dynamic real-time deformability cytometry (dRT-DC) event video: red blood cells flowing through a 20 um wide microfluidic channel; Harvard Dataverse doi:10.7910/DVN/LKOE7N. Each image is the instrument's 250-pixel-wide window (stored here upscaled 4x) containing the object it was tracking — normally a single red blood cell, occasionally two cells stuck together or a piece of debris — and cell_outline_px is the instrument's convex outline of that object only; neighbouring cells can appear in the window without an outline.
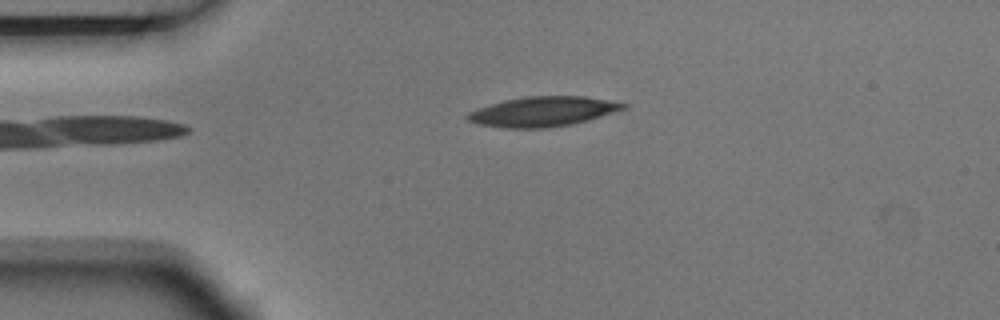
{"species": "Egyptian fruit bat (a non-hibernating species)", "species_latin": "Rousettus aegyptiacus", "temperature_condition": "room temperature", "stored_images_in_passage": 5, "camera_frame_rate_fps": 3000, "um_per_image_px": 0.085, "animal": {"sex": "male"}, "frame": {"image": 1, "passage_image": 3, "time_ms": 0.667, "image_size_px": [1000, 320], "cell_outline_px": [[628, 108], [588, 120], [572, 124], [548, 128], [504, 128], [476, 124], [468, 120], [464, 116], [468, 112], [476, 108], [504, 100], [524, 96], [584, 96], [628, 104]], "centroid_in_image_um": [46.1, 9.48], "position_along_channel_um": 38.9, "area_um2": 27.28}}
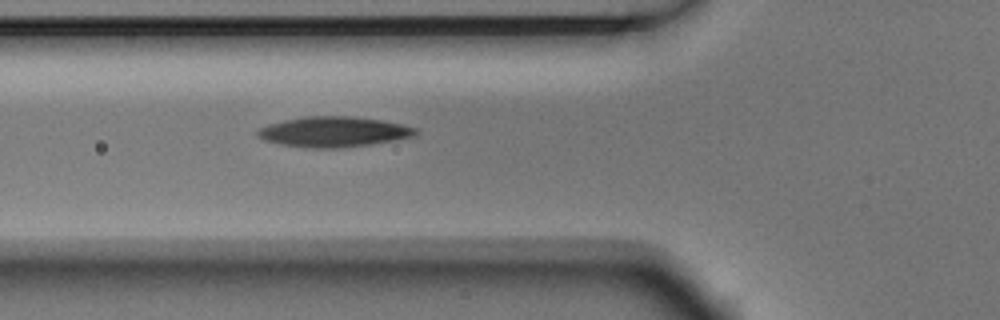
{"frame": {"image": 2, "passage_image": 5, "time_ms": 1.333, "image_size_px": [1000, 320], "cell_outline_px": [[420, 132], [412, 136], [396, 140], [372, 144], [340, 148], [312, 148], [280, 144], [264, 140], [256, 136], [256, 132], [260, 128], [268, 124], [284, 120], [304, 116], [352, 116], [380, 120], [400, 124], [416, 128]], "centroid_in_image_um": [28.34, 11.2], "position_along_channel_um": 97.5, "area_um2": 27.92}}